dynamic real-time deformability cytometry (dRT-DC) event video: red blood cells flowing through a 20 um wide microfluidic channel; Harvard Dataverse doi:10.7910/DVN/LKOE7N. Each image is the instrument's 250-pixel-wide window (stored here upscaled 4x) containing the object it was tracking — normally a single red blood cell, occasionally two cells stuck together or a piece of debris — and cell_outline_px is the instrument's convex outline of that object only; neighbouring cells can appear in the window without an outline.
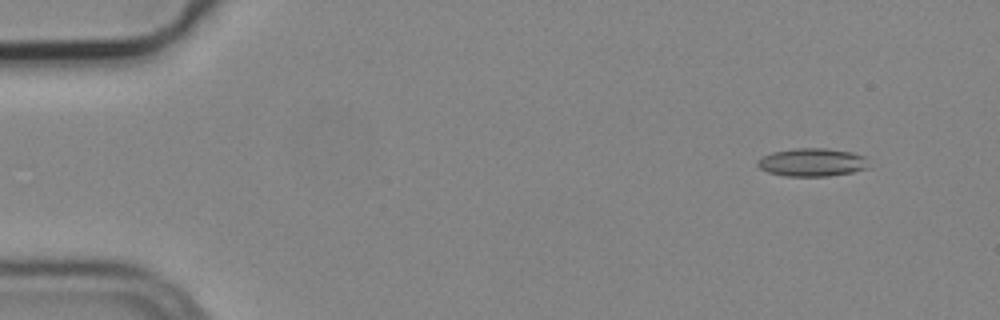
{"species": "common noctule bat (a hibernating species)", "species_latin": "Nyctalus noctula", "temperature_condition": "cold", "stored_images_in_passage": 10, "camera_frame_rate_fps": 3000, "um_per_image_px": 0.085, "animal": {"sex": "male", "body_mass_g": 19.2, "forearm_length_mm": 51.8}, "frame": {"image": 1, "passage_image": 2, "time_ms": 0.333, "image_size_px": [1000, 320], "cell_outline_px": [[868, 168], [852, 172], [828, 176], [784, 176], [768, 172], [760, 168], [756, 164], [756, 160], [760, 156], [772, 152], [796, 148], [824, 148], [852, 152], [864, 156]], "centroid_in_image_um": [68.97, 13.79], "position_along_channel_um": 16.0, "area_um2": 18.26}}
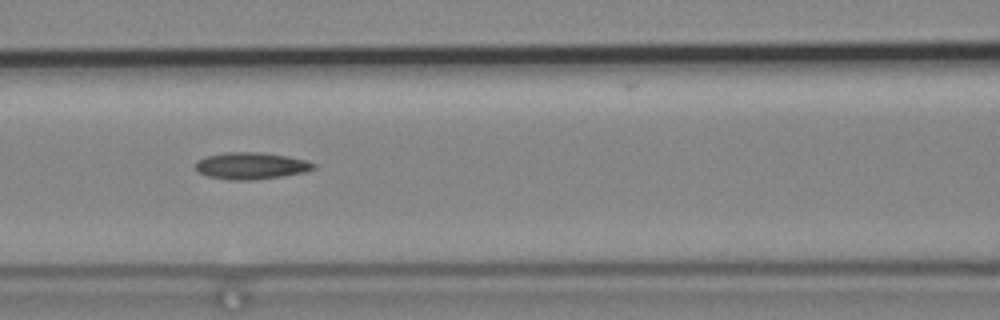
{"frame": {"image": 2, "passage_image": 7, "time_ms": 2.0, "image_size_px": [1000, 320], "cell_outline_px": [[316, 168], [304, 172], [280, 176], [248, 180], [232, 180], [208, 176], [200, 172], [196, 168], [196, 160], [208, 156], [224, 152], [260, 152], [288, 156], [304, 160], [316, 164]], "centroid_in_image_um": [21.34, 14.08], "position_along_channel_um": 145.3, "area_um2": 18.21}}
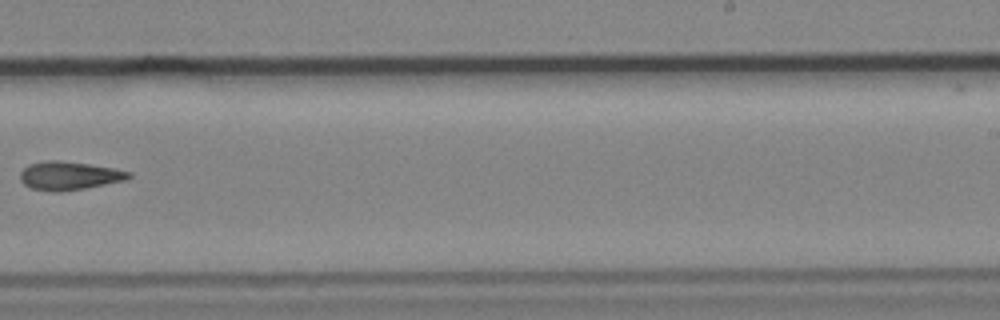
{"frame": {"image": 3, "passage_image": 10, "time_ms": 3.0, "image_size_px": [1000, 320], "cell_outline_px": [[132, 176], [124, 180], [84, 188], [60, 192], [56, 192], [32, 188], [24, 184], [20, 180], [20, 172], [28, 164], [44, 160], [56, 160], [88, 164], [112, 168], [132, 172]], "centroid_in_image_um": [5.84, 14.93], "position_along_channel_um": 283.2, "area_um2": 17.8}}